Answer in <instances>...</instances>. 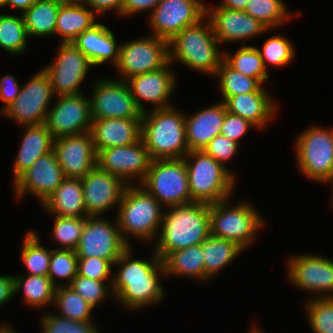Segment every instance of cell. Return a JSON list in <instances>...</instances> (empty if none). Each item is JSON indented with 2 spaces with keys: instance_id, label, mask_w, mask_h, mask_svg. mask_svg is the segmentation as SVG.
Here are the masks:
<instances>
[{
  "instance_id": "cell-32",
  "label": "cell",
  "mask_w": 333,
  "mask_h": 333,
  "mask_svg": "<svg viewBox=\"0 0 333 333\" xmlns=\"http://www.w3.org/2000/svg\"><path fill=\"white\" fill-rule=\"evenodd\" d=\"M60 3L56 0H37L23 14L24 24L30 36H46L55 33Z\"/></svg>"
},
{
  "instance_id": "cell-35",
  "label": "cell",
  "mask_w": 333,
  "mask_h": 333,
  "mask_svg": "<svg viewBox=\"0 0 333 333\" xmlns=\"http://www.w3.org/2000/svg\"><path fill=\"white\" fill-rule=\"evenodd\" d=\"M56 286L48 276L28 275L25 278L14 277L15 292L22 288L26 302L30 305L44 306L55 297Z\"/></svg>"
},
{
  "instance_id": "cell-44",
  "label": "cell",
  "mask_w": 333,
  "mask_h": 333,
  "mask_svg": "<svg viewBox=\"0 0 333 333\" xmlns=\"http://www.w3.org/2000/svg\"><path fill=\"white\" fill-rule=\"evenodd\" d=\"M260 55L267 69L266 62L275 66H284L288 64L294 56V49L290 42L280 36L271 37L263 46V52L260 50Z\"/></svg>"
},
{
  "instance_id": "cell-51",
  "label": "cell",
  "mask_w": 333,
  "mask_h": 333,
  "mask_svg": "<svg viewBox=\"0 0 333 333\" xmlns=\"http://www.w3.org/2000/svg\"><path fill=\"white\" fill-rule=\"evenodd\" d=\"M160 0H123V15L134 14L141 10L154 9Z\"/></svg>"
},
{
  "instance_id": "cell-37",
  "label": "cell",
  "mask_w": 333,
  "mask_h": 333,
  "mask_svg": "<svg viewBox=\"0 0 333 333\" xmlns=\"http://www.w3.org/2000/svg\"><path fill=\"white\" fill-rule=\"evenodd\" d=\"M216 76L220 77V88L224 102L231 96L256 92L261 87V83L257 79L235 71L224 61L217 69Z\"/></svg>"
},
{
  "instance_id": "cell-33",
  "label": "cell",
  "mask_w": 333,
  "mask_h": 333,
  "mask_svg": "<svg viewBox=\"0 0 333 333\" xmlns=\"http://www.w3.org/2000/svg\"><path fill=\"white\" fill-rule=\"evenodd\" d=\"M205 279L231 262L243 249L236 243L209 235L202 243Z\"/></svg>"
},
{
  "instance_id": "cell-40",
  "label": "cell",
  "mask_w": 333,
  "mask_h": 333,
  "mask_svg": "<svg viewBox=\"0 0 333 333\" xmlns=\"http://www.w3.org/2000/svg\"><path fill=\"white\" fill-rule=\"evenodd\" d=\"M285 8L282 0H249L244 11L269 29L288 19Z\"/></svg>"
},
{
  "instance_id": "cell-7",
  "label": "cell",
  "mask_w": 333,
  "mask_h": 333,
  "mask_svg": "<svg viewBox=\"0 0 333 333\" xmlns=\"http://www.w3.org/2000/svg\"><path fill=\"white\" fill-rule=\"evenodd\" d=\"M142 185L159 203L168 205V208L193 202L183 158L152 160Z\"/></svg>"
},
{
  "instance_id": "cell-49",
  "label": "cell",
  "mask_w": 333,
  "mask_h": 333,
  "mask_svg": "<svg viewBox=\"0 0 333 333\" xmlns=\"http://www.w3.org/2000/svg\"><path fill=\"white\" fill-rule=\"evenodd\" d=\"M254 127L249 121L244 118L226 112L225 119L222 124L221 135L229 138L230 140L239 143L238 139L242 137L249 127Z\"/></svg>"
},
{
  "instance_id": "cell-6",
  "label": "cell",
  "mask_w": 333,
  "mask_h": 333,
  "mask_svg": "<svg viewBox=\"0 0 333 333\" xmlns=\"http://www.w3.org/2000/svg\"><path fill=\"white\" fill-rule=\"evenodd\" d=\"M119 205L116 223L128 245L123 232L150 240L156 233L159 224H162L163 214L160 212V203L145 188L128 185Z\"/></svg>"
},
{
  "instance_id": "cell-45",
  "label": "cell",
  "mask_w": 333,
  "mask_h": 333,
  "mask_svg": "<svg viewBox=\"0 0 333 333\" xmlns=\"http://www.w3.org/2000/svg\"><path fill=\"white\" fill-rule=\"evenodd\" d=\"M43 333H99L91 321L78 322L58 316L45 315L43 320Z\"/></svg>"
},
{
  "instance_id": "cell-52",
  "label": "cell",
  "mask_w": 333,
  "mask_h": 333,
  "mask_svg": "<svg viewBox=\"0 0 333 333\" xmlns=\"http://www.w3.org/2000/svg\"><path fill=\"white\" fill-rule=\"evenodd\" d=\"M81 3L89 4L97 12H105L115 7L122 14L123 0H81Z\"/></svg>"
},
{
  "instance_id": "cell-54",
  "label": "cell",
  "mask_w": 333,
  "mask_h": 333,
  "mask_svg": "<svg viewBox=\"0 0 333 333\" xmlns=\"http://www.w3.org/2000/svg\"><path fill=\"white\" fill-rule=\"evenodd\" d=\"M37 0H5V5L22 10V14L29 9Z\"/></svg>"
},
{
  "instance_id": "cell-17",
  "label": "cell",
  "mask_w": 333,
  "mask_h": 333,
  "mask_svg": "<svg viewBox=\"0 0 333 333\" xmlns=\"http://www.w3.org/2000/svg\"><path fill=\"white\" fill-rule=\"evenodd\" d=\"M151 162L148 149L141 138L131 145L105 148L97 153V166L123 181L138 176L142 183Z\"/></svg>"
},
{
  "instance_id": "cell-3",
  "label": "cell",
  "mask_w": 333,
  "mask_h": 333,
  "mask_svg": "<svg viewBox=\"0 0 333 333\" xmlns=\"http://www.w3.org/2000/svg\"><path fill=\"white\" fill-rule=\"evenodd\" d=\"M145 111L141 118V139L152 160L180 159L189 152L185 117L172 107Z\"/></svg>"
},
{
  "instance_id": "cell-4",
  "label": "cell",
  "mask_w": 333,
  "mask_h": 333,
  "mask_svg": "<svg viewBox=\"0 0 333 333\" xmlns=\"http://www.w3.org/2000/svg\"><path fill=\"white\" fill-rule=\"evenodd\" d=\"M187 156V157H186ZM188 157L194 158L189 162ZM187 167L191 200L213 204L227 200L234 186V177L225 166L204 150L189 151L183 158Z\"/></svg>"
},
{
  "instance_id": "cell-50",
  "label": "cell",
  "mask_w": 333,
  "mask_h": 333,
  "mask_svg": "<svg viewBox=\"0 0 333 333\" xmlns=\"http://www.w3.org/2000/svg\"><path fill=\"white\" fill-rule=\"evenodd\" d=\"M20 89L13 76H4L0 79V98L4 101L7 108L18 96Z\"/></svg>"
},
{
  "instance_id": "cell-18",
  "label": "cell",
  "mask_w": 333,
  "mask_h": 333,
  "mask_svg": "<svg viewBox=\"0 0 333 333\" xmlns=\"http://www.w3.org/2000/svg\"><path fill=\"white\" fill-rule=\"evenodd\" d=\"M53 150L65 178H82L97 165L90 131L54 139Z\"/></svg>"
},
{
  "instance_id": "cell-24",
  "label": "cell",
  "mask_w": 333,
  "mask_h": 333,
  "mask_svg": "<svg viewBox=\"0 0 333 333\" xmlns=\"http://www.w3.org/2000/svg\"><path fill=\"white\" fill-rule=\"evenodd\" d=\"M167 66L168 64L159 70L133 76L127 80L136 105L142 112L146 110L139 97L144 101L155 104L157 109L171 107L167 104L166 99L174 88L175 77Z\"/></svg>"
},
{
  "instance_id": "cell-13",
  "label": "cell",
  "mask_w": 333,
  "mask_h": 333,
  "mask_svg": "<svg viewBox=\"0 0 333 333\" xmlns=\"http://www.w3.org/2000/svg\"><path fill=\"white\" fill-rule=\"evenodd\" d=\"M52 95L50 79L43 69L20 89L19 96L7 108H3L2 113L25 126L42 124Z\"/></svg>"
},
{
  "instance_id": "cell-31",
  "label": "cell",
  "mask_w": 333,
  "mask_h": 333,
  "mask_svg": "<svg viewBox=\"0 0 333 333\" xmlns=\"http://www.w3.org/2000/svg\"><path fill=\"white\" fill-rule=\"evenodd\" d=\"M164 274H181L205 279L202 244L189 246L171 253L163 259Z\"/></svg>"
},
{
  "instance_id": "cell-39",
  "label": "cell",
  "mask_w": 333,
  "mask_h": 333,
  "mask_svg": "<svg viewBox=\"0 0 333 333\" xmlns=\"http://www.w3.org/2000/svg\"><path fill=\"white\" fill-rule=\"evenodd\" d=\"M24 241L21 258L30 272L28 275L48 276L51 250L40 245L35 232H28Z\"/></svg>"
},
{
  "instance_id": "cell-23",
  "label": "cell",
  "mask_w": 333,
  "mask_h": 333,
  "mask_svg": "<svg viewBox=\"0 0 333 333\" xmlns=\"http://www.w3.org/2000/svg\"><path fill=\"white\" fill-rule=\"evenodd\" d=\"M90 133L97 153L105 148L131 145L141 138V118L93 119Z\"/></svg>"
},
{
  "instance_id": "cell-41",
  "label": "cell",
  "mask_w": 333,
  "mask_h": 333,
  "mask_svg": "<svg viewBox=\"0 0 333 333\" xmlns=\"http://www.w3.org/2000/svg\"><path fill=\"white\" fill-rule=\"evenodd\" d=\"M309 301V323L315 333H333V297L322 296Z\"/></svg>"
},
{
  "instance_id": "cell-59",
  "label": "cell",
  "mask_w": 333,
  "mask_h": 333,
  "mask_svg": "<svg viewBox=\"0 0 333 333\" xmlns=\"http://www.w3.org/2000/svg\"><path fill=\"white\" fill-rule=\"evenodd\" d=\"M254 331L253 332H251V333H261V332H259L257 329L255 330V329H253Z\"/></svg>"
},
{
  "instance_id": "cell-43",
  "label": "cell",
  "mask_w": 333,
  "mask_h": 333,
  "mask_svg": "<svg viewBox=\"0 0 333 333\" xmlns=\"http://www.w3.org/2000/svg\"><path fill=\"white\" fill-rule=\"evenodd\" d=\"M78 256L74 250H51L48 277L55 285L54 276L70 280L77 275Z\"/></svg>"
},
{
  "instance_id": "cell-14",
  "label": "cell",
  "mask_w": 333,
  "mask_h": 333,
  "mask_svg": "<svg viewBox=\"0 0 333 333\" xmlns=\"http://www.w3.org/2000/svg\"><path fill=\"white\" fill-rule=\"evenodd\" d=\"M56 105L47 112L45 127L54 139L89 132L92 124L90 99L83 95H61Z\"/></svg>"
},
{
  "instance_id": "cell-57",
  "label": "cell",
  "mask_w": 333,
  "mask_h": 333,
  "mask_svg": "<svg viewBox=\"0 0 333 333\" xmlns=\"http://www.w3.org/2000/svg\"><path fill=\"white\" fill-rule=\"evenodd\" d=\"M0 333H15V332H13V330L10 329L9 327L5 326L0 328Z\"/></svg>"
},
{
  "instance_id": "cell-9",
  "label": "cell",
  "mask_w": 333,
  "mask_h": 333,
  "mask_svg": "<svg viewBox=\"0 0 333 333\" xmlns=\"http://www.w3.org/2000/svg\"><path fill=\"white\" fill-rule=\"evenodd\" d=\"M296 142L301 171L316 181H329L333 175V130L310 127Z\"/></svg>"
},
{
  "instance_id": "cell-42",
  "label": "cell",
  "mask_w": 333,
  "mask_h": 333,
  "mask_svg": "<svg viewBox=\"0 0 333 333\" xmlns=\"http://www.w3.org/2000/svg\"><path fill=\"white\" fill-rule=\"evenodd\" d=\"M84 223L85 218L56 216L53 232L55 239L63 245L61 249L76 250Z\"/></svg>"
},
{
  "instance_id": "cell-53",
  "label": "cell",
  "mask_w": 333,
  "mask_h": 333,
  "mask_svg": "<svg viewBox=\"0 0 333 333\" xmlns=\"http://www.w3.org/2000/svg\"><path fill=\"white\" fill-rule=\"evenodd\" d=\"M14 293V277L0 276V305L8 301Z\"/></svg>"
},
{
  "instance_id": "cell-26",
  "label": "cell",
  "mask_w": 333,
  "mask_h": 333,
  "mask_svg": "<svg viewBox=\"0 0 333 333\" xmlns=\"http://www.w3.org/2000/svg\"><path fill=\"white\" fill-rule=\"evenodd\" d=\"M71 43L85 54L92 65L102 64L109 59L113 60L115 66L118 63L120 47H116L113 33L102 24H95Z\"/></svg>"
},
{
  "instance_id": "cell-19",
  "label": "cell",
  "mask_w": 333,
  "mask_h": 333,
  "mask_svg": "<svg viewBox=\"0 0 333 333\" xmlns=\"http://www.w3.org/2000/svg\"><path fill=\"white\" fill-rule=\"evenodd\" d=\"M85 211L97 216L113 204L120 203L127 181L101 170L97 165L81 178ZM125 184V185H124Z\"/></svg>"
},
{
  "instance_id": "cell-5",
  "label": "cell",
  "mask_w": 333,
  "mask_h": 333,
  "mask_svg": "<svg viewBox=\"0 0 333 333\" xmlns=\"http://www.w3.org/2000/svg\"><path fill=\"white\" fill-rule=\"evenodd\" d=\"M201 21L184 28L169 41V47L173 49H169V63L178 59L186 66L214 75L223 57L217 50L216 44L219 42L214 35L210 20L206 27Z\"/></svg>"
},
{
  "instance_id": "cell-2",
  "label": "cell",
  "mask_w": 333,
  "mask_h": 333,
  "mask_svg": "<svg viewBox=\"0 0 333 333\" xmlns=\"http://www.w3.org/2000/svg\"><path fill=\"white\" fill-rule=\"evenodd\" d=\"M156 254L162 260L168 253L202 244L210 235L209 204L191 202L171 206L163 214Z\"/></svg>"
},
{
  "instance_id": "cell-11",
  "label": "cell",
  "mask_w": 333,
  "mask_h": 333,
  "mask_svg": "<svg viewBox=\"0 0 333 333\" xmlns=\"http://www.w3.org/2000/svg\"><path fill=\"white\" fill-rule=\"evenodd\" d=\"M129 247L119 228L96 216H87L75 252L78 258L98 257L114 265Z\"/></svg>"
},
{
  "instance_id": "cell-16",
  "label": "cell",
  "mask_w": 333,
  "mask_h": 333,
  "mask_svg": "<svg viewBox=\"0 0 333 333\" xmlns=\"http://www.w3.org/2000/svg\"><path fill=\"white\" fill-rule=\"evenodd\" d=\"M92 64L85 54L71 42L61 43L56 61L44 69L53 93L61 95L80 94L78 86Z\"/></svg>"
},
{
  "instance_id": "cell-28",
  "label": "cell",
  "mask_w": 333,
  "mask_h": 333,
  "mask_svg": "<svg viewBox=\"0 0 333 333\" xmlns=\"http://www.w3.org/2000/svg\"><path fill=\"white\" fill-rule=\"evenodd\" d=\"M49 212L62 217L85 218L81 178H65L57 189L43 202ZM84 213V216H82Z\"/></svg>"
},
{
  "instance_id": "cell-1",
  "label": "cell",
  "mask_w": 333,
  "mask_h": 333,
  "mask_svg": "<svg viewBox=\"0 0 333 333\" xmlns=\"http://www.w3.org/2000/svg\"><path fill=\"white\" fill-rule=\"evenodd\" d=\"M130 247L114 263L122 264L119 274L113 282V292L123 304L132 308H141L163 297V288L158 278L159 273H164V266L160 257L154 253L151 261L129 260Z\"/></svg>"
},
{
  "instance_id": "cell-38",
  "label": "cell",
  "mask_w": 333,
  "mask_h": 333,
  "mask_svg": "<svg viewBox=\"0 0 333 333\" xmlns=\"http://www.w3.org/2000/svg\"><path fill=\"white\" fill-rule=\"evenodd\" d=\"M28 36L22 15H0V47L13 54H19L25 50Z\"/></svg>"
},
{
  "instance_id": "cell-34",
  "label": "cell",
  "mask_w": 333,
  "mask_h": 333,
  "mask_svg": "<svg viewBox=\"0 0 333 333\" xmlns=\"http://www.w3.org/2000/svg\"><path fill=\"white\" fill-rule=\"evenodd\" d=\"M223 61L232 69L245 76L257 79L260 83L267 80L269 75L262 61L260 51L256 47L242 44L235 55H222Z\"/></svg>"
},
{
  "instance_id": "cell-48",
  "label": "cell",
  "mask_w": 333,
  "mask_h": 333,
  "mask_svg": "<svg viewBox=\"0 0 333 333\" xmlns=\"http://www.w3.org/2000/svg\"><path fill=\"white\" fill-rule=\"evenodd\" d=\"M237 148L238 143L219 134L203 150L217 162L223 164V161L230 159L235 154Z\"/></svg>"
},
{
  "instance_id": "cell-22",
  "label": "cell",
  "mask_w": 333,
  "mask_h": 333,
  "mask_svg": "<svg viewBox=\"0 0 333 333\" xmlns=\"http://www.w3.org/2000/svg\"><path fill=\"white\" fill-rule=\"evenodd\" d=\"M212 11L209 13V20L218 42L243 40L268 30L244 10L217 6Z\"/></svg>"
},
{
  "instance_id": "cell-27",
  "label": "cell",
  "mask_w": 333,
  "mask_h": 333,
  "mask_svg": "<svg viewBox=\"0 0 333 333\" xmlns=\"http://www.w3.org/2000/svg\"><path fill=\"white\" fill-rule=\"evenodd\" d=\"M227 112L238 115L257 127H263L274 115V103L262 86L256 91L229 97Z\"/></svg>"
},
{
  "instance_id": "cell-30",
  "label": "cell",
  "mask_w": 333,
  "mask_h": 333,
  "mask_svg": "<svg viewBox=\"0 0 333 333\" xmlns=\"http://www.w3.org/2000/svg\"><path fill=\"white\" fill-rule=\"evenodd\" d=\"M94 10L86 9L82 3L60 4L55 34H60L63 43L72 42L78 35L95 24Z\"/></svg>"
},
{
  "instance_id": "cell-15",
  "label": "cell",
  "mask_w": 333,
  "mask_h": 333,
  "mask_svg": "<svg viewBox=\"0 0 333 333\" xmlns=\"http://www.w3.org/2000/svg\"><path fill=\"white\" fill-rule=\"evenodd\" d=\"M90 100L91 117L103 118H142L128 83L123 81H99Z\"/></svg>"
},
{
  "instance_id": "cell-10",
  "label": "cell",
  "mask_w": 333,
  "mask_h": 333,
  "mask_svg": "<svg viewBox=\"0 0 333 333\" xmlns=\"http://www.w3.org/2000/svg\"><path fill=\"white\" fill-rule=\"evenodd\" d=\"M116 65L127 79L153 72L169 64V41L156 36L134 40L119 46Z\"/></svg>"
},
{
  "instance_id": "cell-36",
  "label": "cell",
  "mask_w": 333,
  "mask_h": 333,
  "mask_svg": "<svg viewBox=\"0 0 333 333\" xmlns=\"http://www.w3.org/2000/svg\"><path fill=\"white\" fill-rule=\"evenodd\" d=\"M54 302H57L62 312L61 317L78 322L90 321L93 306L70 286H56Z\"/></svg>"
},
{
  "instance_id": "cell-21",
  "label": "cell",
  "mask_w": 333,
  "mask_h": 333,
  "mask_svg": "<svg viewBox=\"0 0 333 333\" xmlns=\"http://www.w3.org/2000/svg\"><path fill=\"white\" fill-rule=\"evenodd\" d=\"M289 277L302 290H333V261L322 256L302 255L289 261Z\"/></svg>"
},
{
  "instance_id": "cell-12",
  "label": "cell",
  "mask_w": 333,
  "mask_h": 333,
  "mask_svg": "<svg viewBox=\"0 0 333 333\" xmlns=\"http://www.w3.org/2000/svg\"><path fill=\"white\" fill-rule=\"evenodd\" d=\"M206 8L199 0H160L150 18L153 36L170 41L184 28L206 19Z\"/></svg>"
},
{
  "instance_id": "cell-29",
  "label": "cell",
  "mask_w": 333,
  "mask_h": 333,
  "mask_svg": "<svg viewBox=\"0 0 333 333\" xmlns=\"http://www.w3.org/2000/svg\"><path fill=\"white\" fill-rule=\"evenodd\" d=\"M26 128V134L13 167L15 180L38 158L53 150L54 138L44 123L27 125Z\"/></svg>"
},
{
  "instance_id": "cell-56",
  "label": "cell",
  "mask_w": 333,
  "mask_h": 333,
  "mask_svg": "<svg viewBox=\"0 0 333 333\" xmlns=\"http://www.w3.org/2000/svg\"><path fill=\"white\" fill-rule=\"evenodd\" d=\"M60 4L81 3V0H56Z\"/></svg>"
},
{
  "instance_id": "cell-46",
  "label": "cell",
  "mask_w": 333,
  "mask_h": 333,
  "mask_svg": "<svg viewBox=\"0 0 333 333\" xmlns=\"http://www.w3.org/2000/svg\"><path fill=\"white\" fill-rule=\"evenodd\" d=\"M69 286L93 307L99 301H102L108 293L103 281L93 280L78 274L73 278Z\"/></svg>"
},
{
  "instance_id": "cell-8",
  "label": "cell",
  "mask_w": 333,
  "mask_h": 333,
  "mask_svg": "<svg viewBox=\"0 0 333 333\" xmlns=\"http://www.w3.org/2000/svg\"><path fill=\"white\" fill-rule=\"evenodd\" d=\"M210 235L236 243L244 249L263 224L246 202L228 210L227 201L209 204Z\"/></svg>"
},
{
  "instance_id": "cell-47",
  "label": "cell",
  "mask_w": 333,
  "mask_h": 333,
  "mask_svg": "<svg viewBox=\"0 0 333 333\" xmlns=\"http://www.w3.org/2000/svg\"><path fill=\"white\" fill-rule=\"evenodd\" d=\"M112 264L98 257L78 258L77 274L93 280L104 281L110 275Z\"/></svg>"
},
{
  "instance_id": "cell-55",
  "label": "cell",
  "mask_w": 333,
  "mask_h": 333,
  "mask_svg": "<svg viewBox=\"0 0 333 333\" xmlns=\"http://www.w3.org/2000/svg\"><path fill=\"white\" fill-rule=\"evenodd\" d=\"M220 7H224L230 10H244L249 0H223Z\"/></svg>"
},
{
  "instance_id": "cell-20",
  "label": "cell",
  "mask_w": 333,
  "mask_h": 333,
  "mask_svg": "<svg viewBox=\"0 0 333 333\" xmlns=\"http://www.w3.org/2000/svg\"><path fill=\"white\" fill-rule=\"evenodd\" d=\"M64 179L63 170L52 150L38 158L30 168L14 180V185L19 197L28 191L36 194L44 202Z\"/></svg>"
},
{
  "instance_id": "cell-25",
  "label": "cell",
  "mask_w": 333,
  "mask_h": 333,
  "mask_svg": "<svg viewBox=\"0 0 333 333\" xmlns=\"http://www.w3.org/2000/svg\"><path fill=\"white\" fill-rule=\"evenodd\" d=\"M226 112V106L222 101L189 118L185 117L186 142L189 151L203 150L214 137L221 133Z\"/></svg>"
},
{
  "instance_id": "cell-58",
  "label": "cell",
  "mask_w": 333,
  "mask_h": 333,
  "mask_svg": "<svg viewBox=\"0 0 333 333\" xmlns=\"http://www.w3.org/2000/svg\"><path fill=\"white\" fill-rule=\"evenodd\" d=\"M5 0H0V7L4 6Z\"/></svg>"
}]
</instances>
